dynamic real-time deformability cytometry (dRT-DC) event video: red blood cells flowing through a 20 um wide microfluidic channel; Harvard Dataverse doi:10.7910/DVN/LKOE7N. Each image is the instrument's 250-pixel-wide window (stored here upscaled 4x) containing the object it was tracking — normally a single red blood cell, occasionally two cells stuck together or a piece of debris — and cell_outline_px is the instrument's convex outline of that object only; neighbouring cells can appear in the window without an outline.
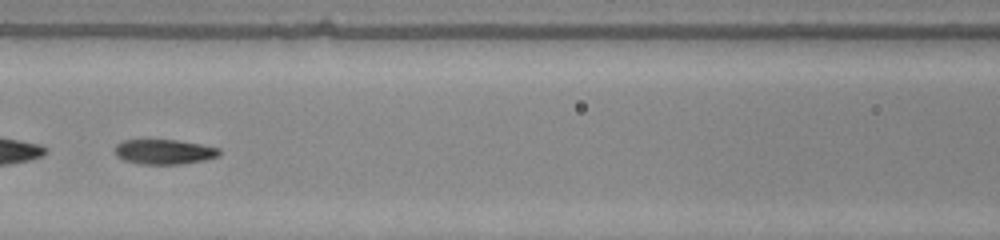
{"species": "common noctule bat (a hibernating species)", "species_latin": "Nyctalus noctula", "temperature_condition": "warm", "stored_images_in_passage": 42, "camera_frame_rate_fps": 3000, "um_per_image_px": 0.085, "animal": {"sex": "male", "body_mass_g": 20.0, "forearm_length_mm": 53.3}, "frame": {"image": 1, "passage_image": 16, "time_ms": 5.0, "image_size_px": [1000, 240], "cell_outline_px": [[220, 156], [204, 160], [180, 164], [140, 164], [124, 160], [116, 156], [112, 152], [116, 144], [124, 140], [176, 140], [200, 144], [220, 148]], "centroid_in_image_um": [13.92, 12.9], "position_along_channel_um": 152.7, "area_um2": 15.26}}
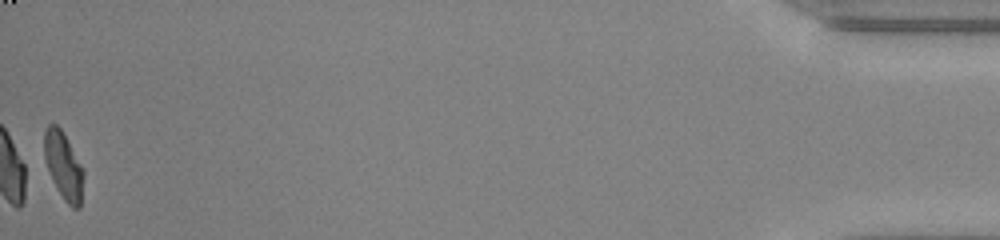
{"frame": {"image": 2, "passage_image": 42, "time_ms": 13.667, "image_size_px": [1000, 240], "cell_outline_px": [[84, 176], [80, 208], [72, 208], [64, 200], [56, 188], [52, 180], [44, 160], [44, 128], [48, 124], [56, 124], [60, 128], [84, 168]], "centroid_in_image_um": [5.39, 14.09], "position_along_channel_um": 429.8, "area_um2": 15.61}, "authors_computed_cell_mechanics": {"area_um2": 15.8372, "velocity_mm_per_s": 4.2745, "shape_relaxation_time_tau1_ms": 2.4861, "shape_relaxation_time_tau2_ms": 0.967, "deformation_change_tau1": 0.1896, "deformation_change_tau2": 0.0673}}